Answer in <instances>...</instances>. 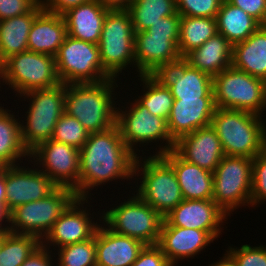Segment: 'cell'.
<instances>
[{"instance_id": "22", "label": "cell", "mask_w": 266, "mask_h": 266, "mask_svg": "<svg viewBox=\"0 0 266 266\" xmlns=\"http://www.w3.org/2000/svg\"><path fill=\"white\" fill-rule=\"evenodd\" d=\"M216 109L214 98L174 99L167 126L176 142L196 129L211 125Z\"/></svg>"}, {"instance_id": "9", "label": "cell", "mask_w": 266, "mask_h": 266, "mask_svg": "<svg viewBox=\"0 0 266 266\" xmlns=\"http://www.w3.org/2000/svg\"><path fill=\"white\" fill-rule=\"evenodd\" d=\"M60 83L55 57L51 55L28 50L10 56L0 65V91L7 85L14 90L15 97L35 89L53 88Z\"/></svg>"}, {"instance_id": "19", "label": "cell", "mask_w": 266, "mask_h": 266, "mask_svg": "<svg viewBox=\"0 0 266 266\" xmlns=\"http://www.w3.org/2000/svg\"><path fill=\"white\" fill-rule=\"evenodd\" d=\"M170 89L174 99L214 98L213 78L184 59L156 74Z\"/></svg>"}, {"instance_id": "18", "label": "cell", "mask_w": 266, "mask_h": 266, "mask_svg": "<svg viewBox=\"0 0 266 266\" xmlns=\"http://www.w3.org/2000/svg\"><path fill=\"white\" fill-rule=\"evenodd\" d=\"M228 218L212 199L183 200L164 218L162 226L208 231L218 240Z\"/></svg>"}, {"instance_id": "25", "label": "cell", "mask_w": 266, "mask_h": 266, "mask_svg": "<svg viewBox=\"0 0 266 266\" xmlns=\"http://www.w3.org/2000/svg\"><path fill=\"white\" fill-rule=\"evenodd\" d=\"M109 10L97 0L70 8L62 15L66 24L67 35L78 40L98 44L103 22Z\"/></svg>"}, {"instance_id": "5", "label": "cell", "mask_w": 266, "mask_h": 266, "mask_svg": "<svg viewBox=\"0 0 266 266\" xmlns=\"http://www.w3.org/2000/svg\"><path fill=\"white\" fill-rule=\"evenodd\" d=\"M134 179L135 186L130 189H136L134 192L163 218L184 200L172 166L161 155H138Z\"/></svg>"}, {"instance_id": "21", "label": "cell", "mask_w": 266, "mask_h": 266, "mask_svg": "<svg viewBox=\"0 0 266 266\" xmlns=\"http://www.w3.org/2000/svg\"><path fill=\"white\" fill-rule=\"evenodd\" d=\"M173 150L187 162L212 173L225 156L220 139L211 125L182 136L175 142Z\"/></svg>"}, {"instance_id": "11", "label": "cell", "mask_w": 266, "mask_h": 266, "mask_svg": "<svg viewBox=\"0 0 266 266\" xmlns=\"http://www.w3.org/2000/svg\"><path fill=\"white\" fill-rule=\"evenodd\" d=\"M252 165L251 158L225 155L213 172L212 200L228 217L251 207Z\"/></svg>"}, {"instance_id": "13", "label": "cell", "mask_w": 266, "mask_h": 266, "mask_svg": "<svg viewBox=\"0 0 266 266\" xmlns=\"http://www.w3.org/2000/svg\"><path fill=\"white\" fill-rule=\"evenodd\" d=\"M61 83H97L111 78L104 70L98 44L66 36L55 56Z\"/></svg>"}, {"instance_id": "43", "label": "cell", "mask_w": 266, "mask_h": 266, "mask_svg": "<svg viewBox=\"0 0 266 266\" xmlns=\"http://www.w3.org/2000/svg\"><path fill=\"white\" fill-rule=\"evenodd\" d=\"M180 15L166 16L159 18V21L154 23L145 32L152 35L160 36H179Z\"/></svg>"}, {"instance_id": "39", "label": "cell", "mask_w": 266, "mask_h": 266, "mask_svg": "<svg viewBox=\"0 0 266 266\" xmlns=\"http://www.w3.org/2000/svg\"><path fill=\"white\" fill-rule=\"evenodd\" d=\"M223 0H176L180 16L216 18Z\"/></svg>"}, {"instance_id": "4", "label": "cell", "mask_w": 266, "mask_h": 266, "mask_svg": "<svg viewBox=\"0 0 266 266\" xmlns=\"http://www.w3.org/2000/svg\"><path fill=\"white\" fill-rule=\"evenodd\" d=\"M130 97L126 99L128 102L123 103V106L119 102L117 104L116 125L120 130L124 144L136 156L138 154L140 156L141 152V155L147 154L146 151L151 150L145 149L149 143L152 146L153 143L158 142L155 146L156 152L153 151L151 155H161L173 150L175 141L169 133L167 120L152 115L145 106H142L136 99L134 100L135 97L132 98V95Z\"/></svg>"}, {"instance_id": "50", "label": "cell", "mask_w": 266, "mask_h": 266, "mask_svg": "<svg viewBox=\"0 0 266 266\" xmlns=\"http://www.w3.org/2000/svg\"><path fill=\"white\" fill-rule=\"evenodd\" d=\"M6 201L5 167H0V202Z\"/></svg>"}, {"instance_id": "37", "label": "cell", "mask_w": 266, "mask_h": 266, "mask_svg": "<svg viewBox=\"0 0 266 266\" xmlns=\"http://www.w3.org/2000/svg\"><path fill=\"white\" fill-rule=\"evenodd\" d=\"M88 135L89 133L76 118L64 113L57 121L51 139L80 150L87 141Z\"/></svg>"}, {"instance_id": "24", "label": "cell", "mask_w": 266, "mask_h": 266, "mask_svg": "<svg viewBox=\"0 0 266 266\" xmlns=\"http://www.w3.org/2000/svg\"><path fill=\"white\" fill-rule=\"evenodd\" d=\"M161 156L172 166L184 200L213 198V173L181 158L174 150Z\"/></svg>"}, {"instance_id": "40", "label": "cell", "mask_w": 266, "mask_h": 266, "mask_svg": "<svg viewBox=\"0 0 266 266\" xmlns=\"http://www.w3.org/2000/svg\"><path fill=\"white\" fill-rule=\"evenodd\" d=\"M232 246L228 245L227 251L235 258L238 266H266V245L251 246L250 244H244L240 247Z\"/></svg>"}, {"instance_id": "16", "label": "cell", "mask_w": 266, "mask_h": 266, "mask_svg": "<svg viewBox=\"0 0 266 266\" xmlns=\"http://www.w3.org/2000/svg\"><path fill=\"white\" fill-rule=\"evenodd\" d=\"M27 161V166L23 163L5 167V202L9 212L20 205L41 200L58 187L39 168L32 166L30 160Z\"/></svg>"}, {"instance_id": "48", "label": "cell", "mask_w": 266, "mask_h": 266, "mask_svg": "<svg viewBox=\"0 0 266 266\" xmlns=\"http://www.w3.org/2000/svg\"><path fill=\"white\" fill-rule=\"evenodd\" d=\"M224 250L225 253L222 255L223 257H219L220 259L218 261L208 264V266H238L235 258L226 249Z\"/></svg>"}, {"instance_id": "12", "label": "cell", "mask_w": 266, "mask_h": 266, "mask_svg": "<svg viewBox=\"0 0 266 266\" xmlns=\"http://www.w3.org/2000/svg\"><path fill=\"white\" fill-rule=\"evenodd\" d=\"M76 198L73 189L57 187L41 200L13 209L10 212L8 231L15 234L33 235L42 241L55 221Z\"/></svg>"}, {"instance_id": "35", "label": "cell", "mask_w": 266, "mask_h": 266, "mask_svg": "<svg viewBox=\"0 0 266 266\" xmlns=\"http://www.w3.org/2000/svg\"><path fill=\"white\" fill-rule=\"evenodd\" d=\"M41 244L36 236L5 230V238L0 247V266H21Z\"/></svg>"}, {"instance_id": "32", "label": "cell", "mask_w": 266, "mask_h": 266, "mask_svg": "<svg viewBox=\"0 0 266 266\" xmlns=\"http://www.w3.org/2000/svg\"><path fill=\"white\" fill-rule=\"evenodd\" d=\"M142 90L135 99L154 115L168 120L174 103L170 89L157 75H139ZM142 94V95H141Z\"/></svg>"}, {"instance_id": "31", "label": "cell", "mask_w": 266, "mask_h": 266, "mask_svg": "<svg viewBox=\"0 0 266 266\" xmlns=\"http://www.w3.org/2000/svg\"><path fill=\"white\" fill-rule=\"evenodd\" d=\"M217 31L232 45L245 41L261 24L241 8L223 0L216 16Z\"/></svg>"}, {"instance_id": "36", "label": "cell", "mask_w": 266, "mask_h": 266, "mask_svg": "<svg viewBox=\"0 0 266 266\" xmlns=\"http://www.w3.org/2000/svg\"><path fill=\"white\" fill-rule=\"evenodd\" d=\"M54 255H58L56 266H96V233L86 241L56 249Z\"/></svg>"}, {"instance_id": "17", "label": "cell", "mask_w": 266, "mask_h": 266, "mask_svg": "<svg viewBox=\"0 0 266 266\" xmlns=\"http://www.w3.org/2000/svg\"><path fill=\"white\" fill-rule=\"evenodd\" d=\"M179 36H160L145 31L134 33L136 71L139 75H156L172 63L183 59L178 49Z\"/></svg>"}, {"instance_id": "34", "label": "cell", "mask_w": 266, "mask_h": 266, "mask_svg": "<svg viewBox=\"0 0 266 266\" xmlns=\"http://www.w3.org/2000/svg\"><path fill=\"white\" fill-rule=\"evenodd\" d=\"M134 32L146 31L159 18L175 15L176 0H133L127 9Z\"/></svg>"}, {"instance_id": "46", "label": "cell", "mask_w": 266, "mask_h": 266, "mask_svg": "<svg viewBox=\"0 0 266 266\" xmlns=\"http://www.w3.org/2000/svg\"><path fill=\"white\" fill-rule=\"evenodd\" d=\"M46 11L63 15L70 8L91 2L93 0H41Z\"/></svg>"}, {"instance_id": "29", "label": "cell", "mask_w": 266, "mask_h": 266, "mask_svg": "<svg viewBox=\"0 0 266 266\" xmlns=\"http://www.w3.org/2000/svg\"><path fill=\"white\" fill-rule=\"evenodd\" d=\"M0 105V167L22 164L24 158L27 164L30 153L22 142L21 118L15 113L16 110L13 112L12 108L7 109L2 103Z\"/></svg>"}, {"instance_id": "30", "label": "cell", "mask_w": 266, "mask_h": 266, "mask_svg": "<svg viewBox=\"0 0 266 266\" xmlns=\"http://www.w3.org/2000/svg\"><path fill=\"white\" fill-rule=\"evenodd\" d=\"M43 9L40 1L28 13L0 21V65L10 56L28 51L31 26Z\"/></svg>"}, {"instance_id": "49", "label": "cell", "mask_w": 266, "mask_h": 266, "mask_svg": "<svg viewBox=\"0 0 266 266\" xmlns=\"http://www.w3.org/2000/svg\"><path fill=\"white\" fill-rule=\"evenodd\" d=\"M10 212L6 208V202H0V230H8Z\"/></svg>"}, {"instance_id": "10", "label": "cell", "mask_w": 266, "mask_h": 266, "mask_svg": "<svg viewBox=\"0 0 266 266\" xmlns=\"http://www.w3.org/2000/svg\"><path fill=\"white\" fill-rule=\"evenodd\" d=\"M213 93L218 108L265 114L266 82L232 65L213 77Z\"/></svg>"}, {"instance_id": "6", "label": "cell", "mask_w": 266, "mask_h": 266, "mask_svg": "<svg viewBox=\"0 0 266 266\" xmlns=\"http://www.w3.org/2000/svg\"><path fill=\"white\" fill-rule=\"evenodd\" d=\"M17 99L29 102L25 104L27 111L20 116L24 118L20 120V126L22 142L30 153L39 144L52 138L57 121L65 113V84L31 90Z\"/></svg>"}, {"instance_id": "38", "label": "cell", "mask_w": 266, "mask_h": 266, "mask_svg": "<svg viewBox=\"0 0 266 266\" xmlns=\"http://www.w3.org/2000/svg\"><path fill=\"white\" fill-rule=\"evenodd\" d=\"M266 202V147L253 158L251 208Z\"/></svg>"}, {"instance_id": "14", "label": "cell", "mask_w": 266, "mask_h": 266, "mask_svg": "<svg viewBox=\"0 0 266 266\" xmlns=\"http://www.w3.org/2000/svg\"><path fill=\"white\" fill-rule=\"evenodd\" d=\"M89 200L92 201V198H76L68 206L41 241L45 248L55 252L56 249L62 246L86 241L95 235L100 222H102V219H100L102 218V211L100 209L98 214L96 212L91 214L92 211L90 210L94 204L91 205ZM94 213L97 219L94 218Z\"/></svg>"}, {"instance_id": "45", "label": "cell", "mask_w": 266, "mask_h": 266, "mask_svg": "<svg viewBox=\"0 0 266 266\" xmlns=\"http://www.w3.org/2000/svg\"><path fill=\"white\" fill-rule=\"evenodd\" d=\"M42 244L22 263L21 266H55L56 256Z\"/></svg>"}, {"instance_id": "20", "label": "cell", "mask_w": 266, "mask_h": 266, "mask_svg": "<svg viewBox=\"0 0 266 266\" xmlns=\"http://www.w3.org/2000/svg\"><path fill=\"white\" fill-rule=\"evenodd\" d=\"M217 241L208 231L175 226H161L158 246L172 266L179 261L197 257L211 243Z\"/></svg>"}, {"instance_id": "33", "label": "cell", "mask_w": 266, "mask_h": 266, "mask_svg": "<svg viewBox=\"0 0 266 266\" xmlns=\"http://www.w3.org/2000/svg\"><path fill=\"white\" fill-rule=\"evenodd\" d=\"M216 33V18L180 16L178 49L181 57L203 45Z\"/></svg>"}, {"instance_id": "15", "label": "cell", "mask_w": 266, "mask_h": 266, "mask_svg": "<svg viewBox=\"0 0 266 266\" xmlns=\"http://www.w3.org/2000/svg\"><path fill=\"white\" fill-rule=\"evenodd\" d=\"M30 161L58 187L75 189L79 183V150L52 139L30 152Z\"/></svg>"}, {"instance_id": "42", "label": "cell", "mask_w": 266, "mask_h": 266, "mask_svg": "<svg viewBox=\"0 0 266 266\" xmlns=\"http://www.w3.org/2000/svg\"><path fill=\"white\" fill-rule=\"evenodd\" d=\"M131 266H172L160 247L155 245H145L138 255V258Z\"/></svg>"}, {"instance_id": "51", "label": "cell", "mask_w": 266, "mask_h": 266, "mask_svg": "<svg viewBox=\"0 0 266 266\" xmlns=\"http://www.w3.org/2000/svg\"><path fill=\"white\" fill-rule=\"evenodd\" d=\"M4 238H5V230H0V247L3 243Z\"/></svg>"}, {"instance_id": "2", "label": "cell", "mask_w": 266, "mask_h": 266, "mask_svg": "<svg viewBox=\"0 0 266 266\" xmlns=\"http://www.w3.org/2000/svg\"><path fill=\"white\" fill-rule=\"evenodd\" d=\"M117 83L118 79L109 78L97 83L65 85V113L76 118L88 133L110 129L116 125L118 101H125L123 96L116 98L115 90L121 89Z\"/></svg>"}, {"instance_id": "41", "label": "cell", "mask_w": 266, "mask_h": 266, "mask_svg": "<svg viewBox=\"0 0 266 266\" xmlns=\"http://www.w3.org/2000/svg\"><path fill=\"white\" fill-rule=\"evenodd\" d=\"M41 0H0V21L30 12Z\"/></svg>"}, {"instance_id": "44", "label": "cell", "mask_w": 266, "mask_h": 266, "mask_svg": "<svg viewBox=\"0 0 266 266\" xmlns=\"http://www.w3.org/2000/svg\"><path fill=\"white\" fill-rule=\"evenodd\" d=\"M228 3L241 8L256 19L261 25L266 23V0H226Z\"/></svg>"}, {"instance_id": "27", "label": "cell", "mask_w": 266, "mask_h": 266, "mask_svg": "<svg viewBox=\"0 0 266 266\" xmlns=\"http://www.w3.org/2000/svg\"><path fill=\"white\" fill-rule=\"evenodd\" d=\"M233 45L220 33H216L203 45L193 49L183 59L193 68L212 78L232 64Z\"/></svg>"}, {"instance_id": "47", "label": "cell", "mask_w": 266, "mask_h": 266, "mask_svg": "<svg viewBox=\"0 0 266 266\" xmlns=\"http://www.w3.org/2000/svg\"><path fill=\"white\" fill-rule=\"evenodd\" d=\"M102 6L110 10L128 9L133 0H97Z\"/></svg>"}, {"instance_id": "26", "label": "cell", "mask_w": 266, "mask_h": 266, "mask_svg": "<svg viewBox=\"0 0 266 266\" xmlns=\"http://www.w3.org/2000/svg\"><path fill=\"white\" fill-rule=\"evenodd\" d=\"M67 36L62 15L43 9L34 19L28 35V50L56 56Z\"/></svg>"}, {"instance_id": "1", "label": "cell", "mask_w": 266, "mask_h": 266, "mask_svg": "<svg viewBox=\"0 0 266 266\" xmlns=\"http://www.w3.org/2000/svg\"><path fill=\"white\" fill-rule=\"evenodd\" d=\"M136 158L124 144L117 125L106 131L89 133L79 150V183L74 189L77 198H91L93 193L89 192L111 182L114 184L117 179L124 181L122 185L129 181L125 186H133Z\"/></svg>"}, {"instance_id": "7", "label": "cell", "mask_w": 266, "mask_h": 266, "mask_svg": "<svg viewBox=\"0 0 266 266\" xmlns=\"http://www.w3.org/2000/svg\"><path fill=\"white\" fill-rule=\"evenodd\" d=\"M134 28L127 9L109 10L98 43L103 70L114 79L122 71L136 70Z\"/></svg>"}, {"instance_id": "28", "label": "cell", "mask_w": 266, "mask_h": 266, "mask_svg": "<svg viewBox=\"0 0 266 266\" xmlns=\"http://www.w3.org/2000/svg\"><path fill=\"white\" fill-rule=\"evenodd\" d=\"M234 68L266 82V27L261 25L245 41L233 45Z\"/></svg>"}, {"instance_id": "8", "label": "cell", "mask_w": 266, "mask_h": 266, "mask_svg": "<svg viewBox=\"0 0 266 266\" xmlns=\"http://www.w3.org/2000/svg\"><path fill=\"white\" fill-rule=\"evenodd\" d=\"M128 191L129 197H120L124 202L119 201L118 205L112 204L113 207L102 210V222L117 234L138 239L145 245L158 244L164 218L134 190Z\"/></svg>"}, {"instance_id": "3", "label": "cell", "mask_w": 266, "mask_h": 266, "mask_svg": "<svg viewBox=\"0 0 266 266\" xmlns=\"http://www.w3.org/2000/svg\"><path fill=\"white\" fill-rule=\"evenodd\" d=\"M265 116L216 107L211 127L220 139L224 154L251 159L260 154L266 147Z\"/></svg>"}, {"instance_id": "23", "label": "cell", "mask_w": 266, "mask_h": 266, "mask_svg": "<svg viewBox=\"0 0 266 266\" xmlns=\"http://www.w3.org/2000/svg\"><path fill=\"white\" fill-rule=\"evenodd\" d=\"M144 247L142 241L117 234L100 222L96 230V266H131Z\"/></svg>"}]
</instances>
